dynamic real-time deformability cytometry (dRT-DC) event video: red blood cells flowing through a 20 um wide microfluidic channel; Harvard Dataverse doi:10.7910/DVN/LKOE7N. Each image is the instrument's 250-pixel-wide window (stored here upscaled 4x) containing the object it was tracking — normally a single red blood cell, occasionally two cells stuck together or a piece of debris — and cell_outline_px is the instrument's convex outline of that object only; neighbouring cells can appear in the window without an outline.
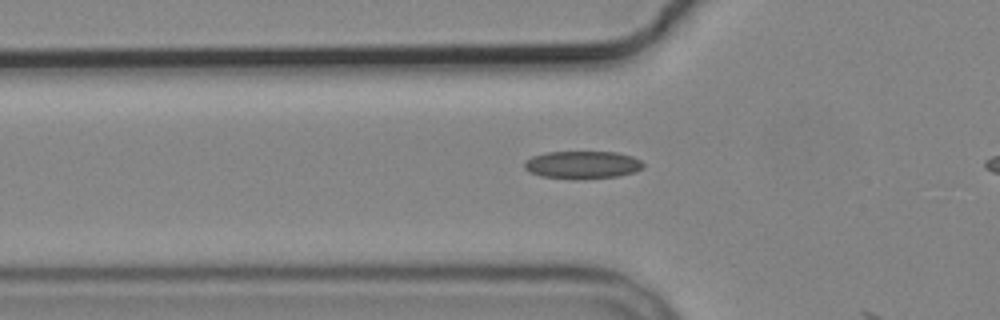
{"species": "common noctule bat (a hibernating species)", "species_latin": "Nyctalus noctula", "temperature_condition": "cold", "stored_images_in_passage": 3, "camera_frame_rate_fps": 3000, "um_per_image_px": 0.085, "animal": {"sex": "male", "body_mass_g": 19.2, "forearm_length_mm": 51.8}, "frame": {"image": 1, "passage_image": 3, "time_ms": 2.333, "image_size_px": [1000, 320], "cell_outline_px": [[644, 168], [636, 172], [620, 176], [576, 180], [572, 180], [540, 176], [528, 172], [524, 168], [524, 160], [532, 156], [548, 152], [616, 152], [632, 156], [640, 160], [644, 164]], "centroid_in_image_um": [49.5, 14.03], "position_along_channel_um": 76.3, "area_um2": 19.65}}